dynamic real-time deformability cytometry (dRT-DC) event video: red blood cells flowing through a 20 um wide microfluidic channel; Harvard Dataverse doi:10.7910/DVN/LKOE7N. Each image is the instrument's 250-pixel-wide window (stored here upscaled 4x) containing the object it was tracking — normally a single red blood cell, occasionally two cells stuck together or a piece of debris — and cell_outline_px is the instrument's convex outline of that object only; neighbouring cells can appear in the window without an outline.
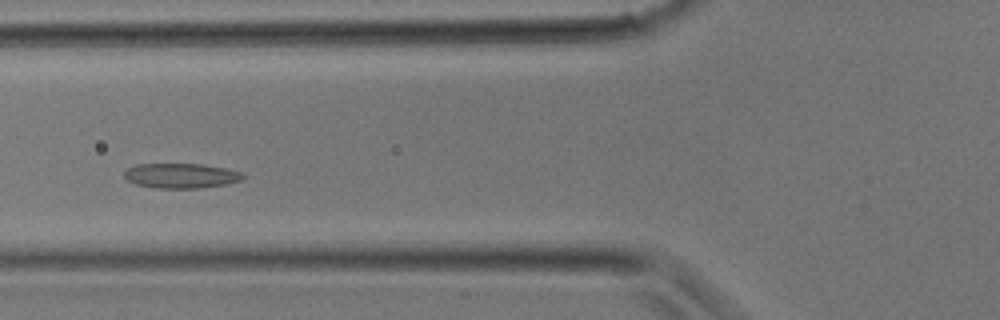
{"species": "common noctule bat (a hibernating species)", "species_latin": "Nyctalus noctula", "temperature_condition": "room temperature", "stored_images_in_passage": 24, "camera_frame_rate_fps": 3000, "um_per_image_px": 0.085, "animal": {"sex": "male", "body_mass_g": 17.9}, "frame": {"image": 1, "passage_image": 4, "time_ms": 1.0, "image_size_px": [1000, 320], "cell_outline_px": [[244, 176], [240, 180], [224, 184], [196, 188], [156, 188], [136, 184], [128, 180], [124, 176], [124, 172], [128, 168], [136, 164], [204, 164], [244, 172]], "centroid_in_image_um": [15.37, 14.92], "position_along_channel_um": 110.4, "area_um2": 17.05}}
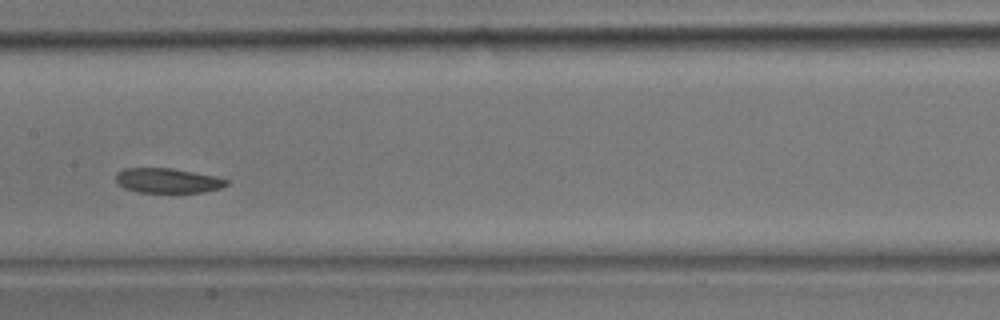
{"frame": {"image": 2, "passage_image": 8, "time_ms": 2.333, "image_size_px": [1000, 320], "cell_outline_px": [[228, 184], [220, 188], [204, 192], [136, 192], [124, 188], [116, 180], [116, 172], [124, 168], [172, 168], [216, 176], [228, 180]], "centroid_in_image_um": [14.24, 15.34], "position_along_channel_um": 193.2, "area_um2": 15.95}}
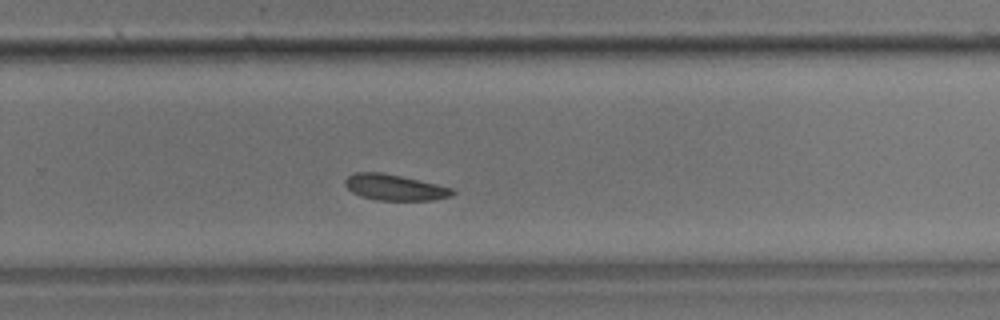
{"frame": {"image": 3, "passage_image": 13, "time_ms": 4.0, "image_size_px": [1000, 320], "cell_outline_px": [[456, 192], [452, 196], [432, 200], [376, 200], [360, 196], [352, 192], [344, 184], [344, 180], [348, 176], [356, 172], [380, 172], [400, 176], [456, 188]], "centroid_in_image_um": [33.57, 15.93], "position_along_channel_um": 296.2, "area_um2": 16.3}}